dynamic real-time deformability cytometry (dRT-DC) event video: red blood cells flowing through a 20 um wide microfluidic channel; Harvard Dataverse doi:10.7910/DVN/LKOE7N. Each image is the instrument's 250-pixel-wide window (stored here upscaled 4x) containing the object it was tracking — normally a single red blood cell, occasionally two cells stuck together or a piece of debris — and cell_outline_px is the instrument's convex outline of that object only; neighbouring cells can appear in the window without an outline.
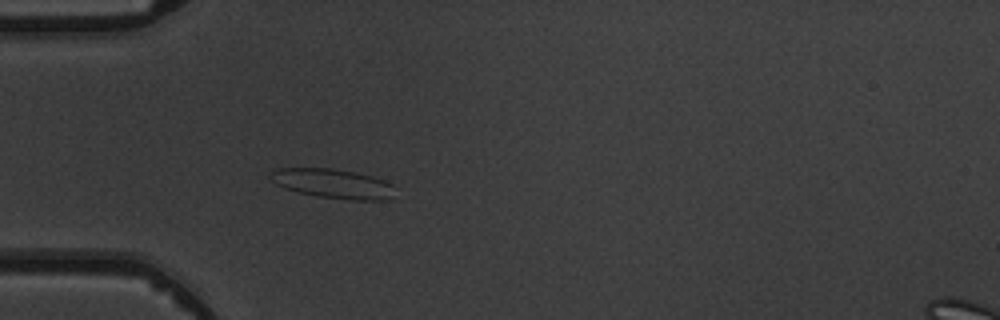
{"species": "common noctule bat (a hibernating species)", "species_latin": "Nyctalus noctula", "temperature_condition": "warm", "stored_images_in_passage": 3, "camera_frame_rate_fps": 3000, "um_per_image_px": 0.085, "animal": {"sex": "male", "body_mass_g": 19.5, "forearm_length_mm": 54.6}, "frame": {"image": 1, "passage_image": 3, "time_ms": 2.333, "image_size_px": [1000, 320], "cell_outline_px": [[392, 200], [352, 200], [316, 196], [284, 188], [276, 184], [268, 176], [276, 168], [332, 168], [372, 176], [384, 180], [392, 184]], "centroid_in_image_um": [28.29, 15.61], "position_along_channel_um": 56.7, "area_um2": 21.27}}